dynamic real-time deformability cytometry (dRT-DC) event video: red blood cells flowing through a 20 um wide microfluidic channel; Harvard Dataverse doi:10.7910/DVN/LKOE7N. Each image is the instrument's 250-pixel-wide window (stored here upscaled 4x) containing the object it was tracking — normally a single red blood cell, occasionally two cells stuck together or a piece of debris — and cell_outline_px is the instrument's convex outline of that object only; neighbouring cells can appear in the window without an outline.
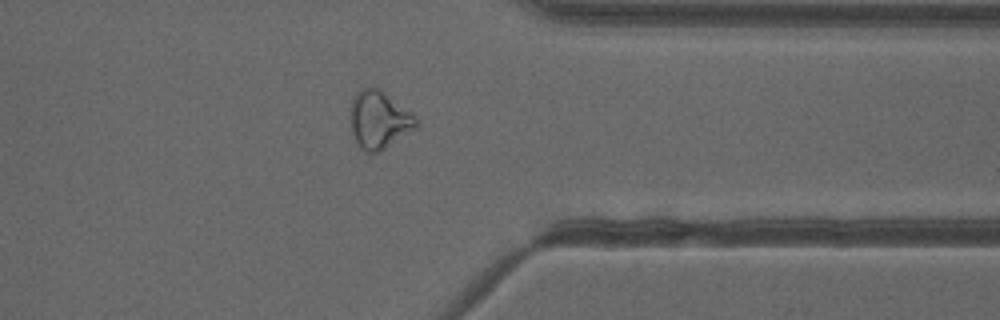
{"species": "common noctule bat (a hibernating species)", "species_latin": "Nyctalus noctula", "temperature_condition": "cold", "stored_images_in_passage": 34, "camera_frame_rate_fps": 3000, "um_per_image_px": 0.085, "animal": {"sex": "female"}, "frame": {"image": 1, "passage_image": 29, "time_ms": 9.333, "image_size_px": [1000, 320], "cell_outline_px": [[420, 124], [416, 128], [380, 152], [368, 156], [360, 148], [352, 136], [348, 120], [348, 108], [352, 96], [360, 88], [376, 88], [408, 112]], "centroid_in_image_um": [32.09, 10.26], "position_along_channel_um": 379.3, "area_um2": 22.31}}